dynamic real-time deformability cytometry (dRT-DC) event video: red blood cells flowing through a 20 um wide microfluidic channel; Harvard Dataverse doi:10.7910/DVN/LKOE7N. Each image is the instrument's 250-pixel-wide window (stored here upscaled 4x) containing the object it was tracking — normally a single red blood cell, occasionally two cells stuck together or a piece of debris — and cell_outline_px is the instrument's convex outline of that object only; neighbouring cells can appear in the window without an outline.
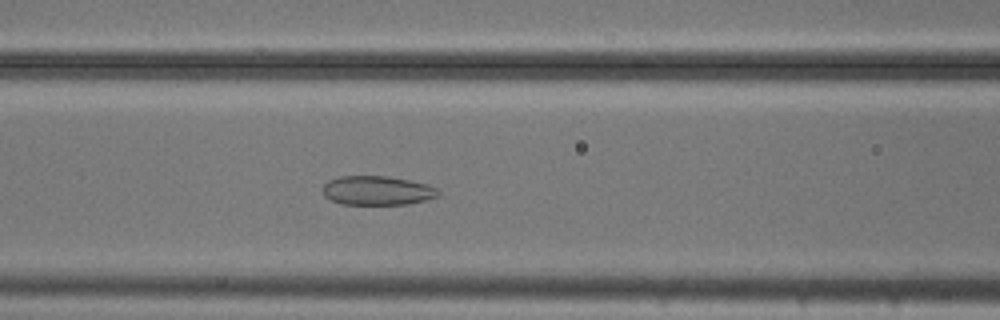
{"species": "common noctule bat (a hibernating species)", "species_latin": "Nyctalus noctula", "temperature_condition": "cold", "stored_images_in_passage": 48, "camera_frame_rate_fps": 3000, "um_per_image_px": 0.085, "animal": {"sex": "male", "body_mass_g": 20.5, "forearm_length_mm": 52.5}, "frame": {"image": 1, "passage_image": 21, "time_ms": 6.667, "image_size_px": [1000, 320], "cell_outline_px": [[440, 196], [408, 204], [340, 204], [324, 196], [324, 184], [328, 180], [340, 176], [388, 176], [428, 184], [436, 188], [440, 192]], "centroid_in_image_um": [32.08, 16.19], "position_along_channel_um": 134.5, "area_um2": 19.59}}
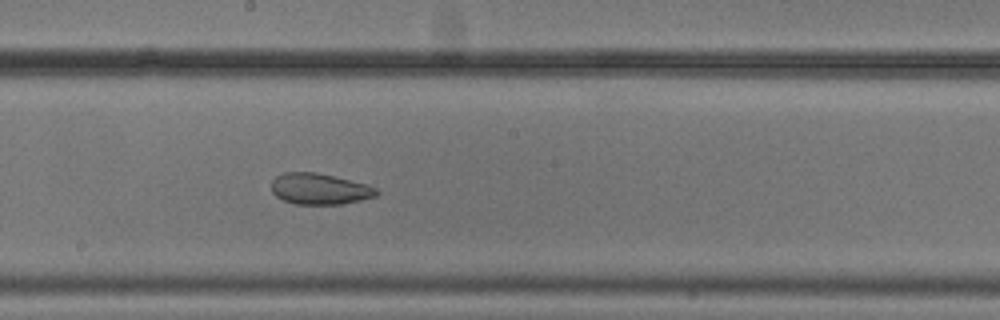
{"frame": {"image": 2, "passage_image": 28, "time_ms": 9.0, "image_size_px": [1000, 320], "cell_outline_px": [[380, 192], [376, 196], [344, 204], [296, 204], [284, 200], [276, 196], [272, 192], [272, 180], [276, 176], [284, 172], [316, 172], [368, 184], [380, 188]], "centroid_in_image_um": [27.21, 16.05], "position_along_channel_um": 221.0, "area_um2": 19.19}}
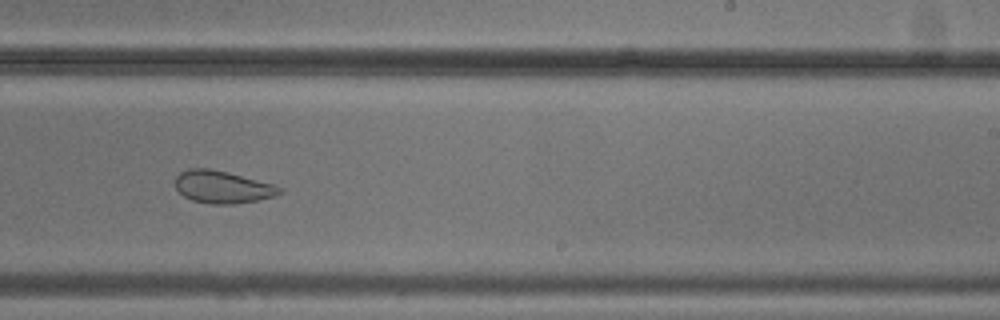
{"frame": {"image": 3, "passage_image": 32, "time_ms": 10.333, "image_size_px": [1000, 320], "cell_outline_px": [[284, 192], [272, 196], [256, 200], [232, 204], [212, 204], [192, 200], [184, 196], [176, 188], [176, 176], [180, 172], [188, 168], [208, 168], [276, 184], [284, 188]], "centroid_in_image_um": [18.93, 15.89], "position_along_channel_um": 270.1, "area_um2": 19.59}, "authors_computed_cell_mechanics": {"area_um2": 25.8366, "velocity_mm_per_s": 3.7072, "shape_relaxation_time_tau1_ms": null, "shape_relaxation_time_tau2_ms": 1.3053, "deformation_change_tau1": null, "deformation_change_tau2": 0.0718}}